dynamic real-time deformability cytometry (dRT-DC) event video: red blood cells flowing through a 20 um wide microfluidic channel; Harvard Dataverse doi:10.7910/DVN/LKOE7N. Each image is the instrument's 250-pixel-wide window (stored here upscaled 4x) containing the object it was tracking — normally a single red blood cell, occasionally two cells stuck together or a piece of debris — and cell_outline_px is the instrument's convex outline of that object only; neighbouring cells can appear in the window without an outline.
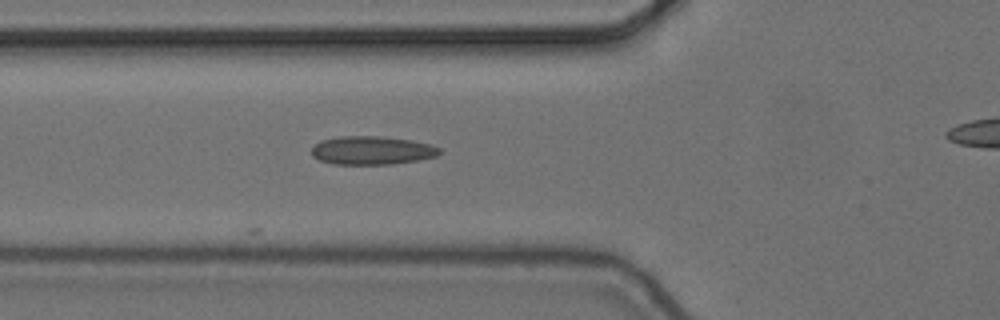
{"species": "common noctule bat (a hibernating species)", "species_latin": "Nyctalus noctula", "temperature_condition": "cold", "stored_images_in_passage": 6, "segment_of_instrument_passage": [1, 2], "camera_frame_rate_fps": 3000, "um_per_image_px": 0.085, "animal": {"sex": "female", "body_mass_g": 24.6, "forearm_length_mm": 56.2}, "frame": {"image": 1, "passage_image": 5, "time_ms": 1.333, "image_size_px": [1000, 320], "cell_outline_px": [[440, 152], [436, 156], [416, 160], [392, 164], [332, 164], [320, 160], [312, 156], [312, 148], [320, 140], [340, 136], [380, 136], [412, 140], [432, 144], [440, 148]], "centroid_in_image_um": [31.61, 12.77], "position_along_channel_um": 94.2, "area_um2": 21.21}}